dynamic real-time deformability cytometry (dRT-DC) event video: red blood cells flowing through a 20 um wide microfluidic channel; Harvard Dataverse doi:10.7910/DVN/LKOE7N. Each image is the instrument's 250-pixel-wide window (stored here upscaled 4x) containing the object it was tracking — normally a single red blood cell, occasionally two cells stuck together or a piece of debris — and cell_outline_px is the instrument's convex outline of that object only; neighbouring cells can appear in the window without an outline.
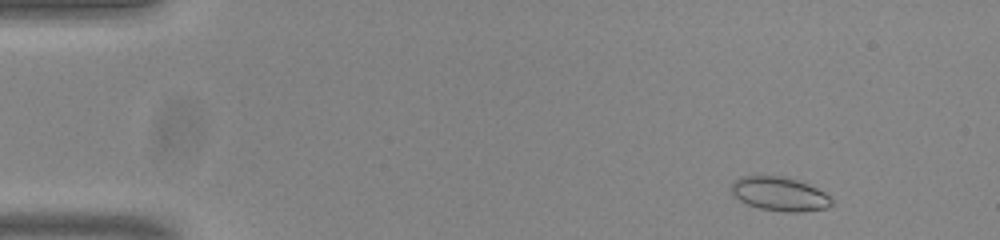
{"species": "common noctule bat (a hibernating species)", "species_latin": "Nyctalus noctula", "temperature_condition": "room temperature", "stored_images_in_passage": 52, "camera_frame_rate_fps": 3000, "um_per_image_px": 0.085, "animal": {"sex": "male", "body_mass_g": 20.0, "forearm_length_mm": 53.3}, "frame": {"image": 1, "passage_image": 4, "time_ms": 1.0, "image_size_px": [1000, 240], "cell_outline_px": [[832, 204], [828, 208], [796, 212], [784, 212], [760, 208], [748, 204], [740, 200], [732, 192], [732, 184], [740, 176], [784, 176], [808, 184], [824, 192], [832, 200]], "centroid_in_image_um": [66.28, 16.49], "position_along_channel_um": 18.7, "area_um2": 19.54}}
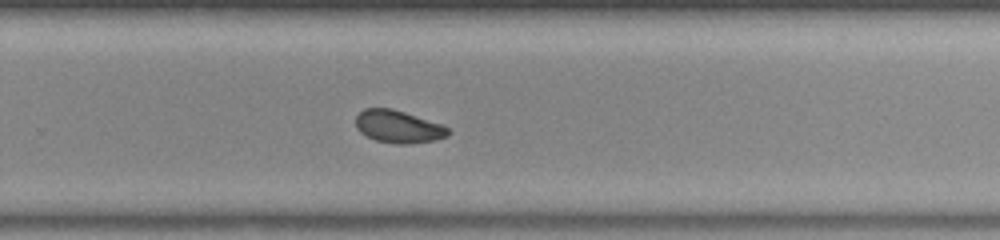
{"frame": {"image": 2, "passage_image": 34, "time_ms": 11.0, "image_size_px": [1000, 240], "cell_outline_px": [[452, 132], [448, 136], [436, 140], [408, 144], [396, 144], [376, 140], [360, 132], [356, 128], [356, 116], [364, 108], [392, 108], [440, 124], [448, 128]], "centroid_in_image_um": [33.86, 10.77], "position_along_channel_um": 295.9, "area_um2": 17.46}}
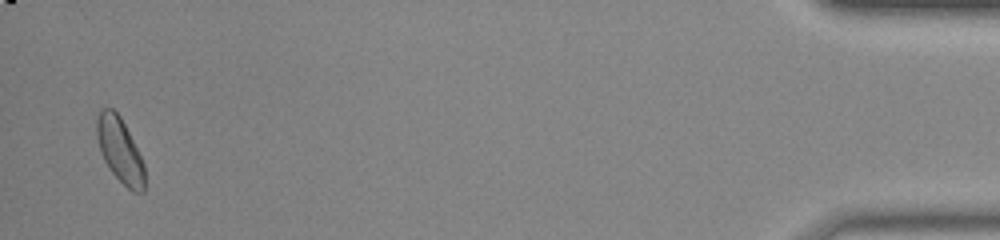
{"frame": {"image": 3, "passage_image": 51, "time_ms": 16.667, "image_size_px": [1000, 240], "cell_outline_px": [[144, 192], [132, 192], [112, 172], [104, 160], [96, 136], [96, 120], [100, 108], [112, 108], [120, 116], [144, 164]], "centroid_in_image_um": [10.17, 12.75], "position_along_channel_um": 425.0, "area_um2": 17.69}, "authors_computed_cell_mechanics": {"area_um2": 18.0047, "velocity_mm_per_s": 3.7884, "shape_relaxation_time_tau1_ms": 3.7768, "shape_relaxation_time_tau2_ms": 2.2518, "deformation_change_tau1": 0.0772, "deformation_change_tau2": 0.054}}